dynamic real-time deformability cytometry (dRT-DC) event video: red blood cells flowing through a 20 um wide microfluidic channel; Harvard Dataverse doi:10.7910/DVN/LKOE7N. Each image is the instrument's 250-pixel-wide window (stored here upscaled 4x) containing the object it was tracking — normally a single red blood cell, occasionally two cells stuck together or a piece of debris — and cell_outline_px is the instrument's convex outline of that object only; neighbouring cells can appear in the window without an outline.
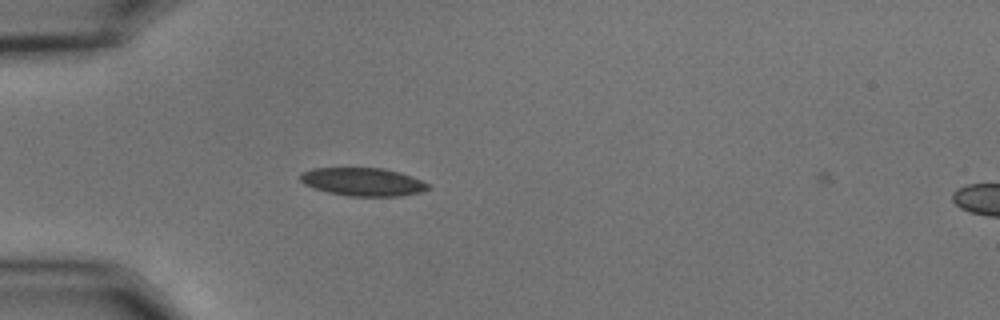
{"species": "common noctule bat (a hibernating species)", "species_latin": "Nyctalus noctula", "temperature_condition": "cold", "stored_images_in_passage": 2, "camera_frame_rate_fps": 3000, "um_per_image_px": 0.085, "animal": {"sex": "male", "body_mass_g": 15.6}, "frame": {"image": 1, "passage_image": 1, "time_ms": 0.0, "image_size_px": [1000, 320], "cell_outline_px": [[432, 188], [420, 192], [400, 196], [348, 196], [328, 192], [304, 184], [300, 180], [300, 172], [312, 168], [384, 168], [400, 172], [412, 176], [428, 184]], "centroid_in_image_um": [30.85, 15.45], "position_along_channel_um": 54.2, "area_um2": 20.98}}